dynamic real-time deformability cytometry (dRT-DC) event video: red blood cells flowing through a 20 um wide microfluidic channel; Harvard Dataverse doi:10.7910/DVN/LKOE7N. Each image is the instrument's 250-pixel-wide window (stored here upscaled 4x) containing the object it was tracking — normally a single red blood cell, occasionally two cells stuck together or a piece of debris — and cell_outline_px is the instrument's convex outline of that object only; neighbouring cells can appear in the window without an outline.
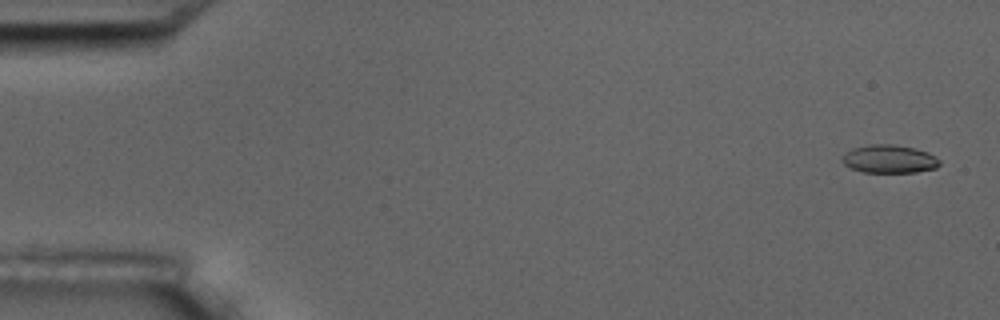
{"species": "common noctule bat (a hibernating species)", "species_latin": "Nyctalus noctula", "temperature_condition": "room temperature", "stored_images_in_passage": 10, "camera_frame_rate_fps": 3000, "um_per_image_px": 0.085, "animal": {"sex": "male", "body_mass_g": 17.5, "forearm_length_mm": 52.3}, "frame": {"image": 1, "passage_image": 1, "time_ms": 0.0, "image_size_px": [1000, 320], "cell_outline_px": [[940, 164], [936, 168], [916, 172], [864, 172], [852, 168], [844, 164], [840, 156], [852, 148], [868, 144], [892, 144], [912, 148], [928, 152], [940, 160]], "centroid_in_image_um": [75.57, 13.51], "position_along_channel_um": 9.4, "area_um2": 15.95}}
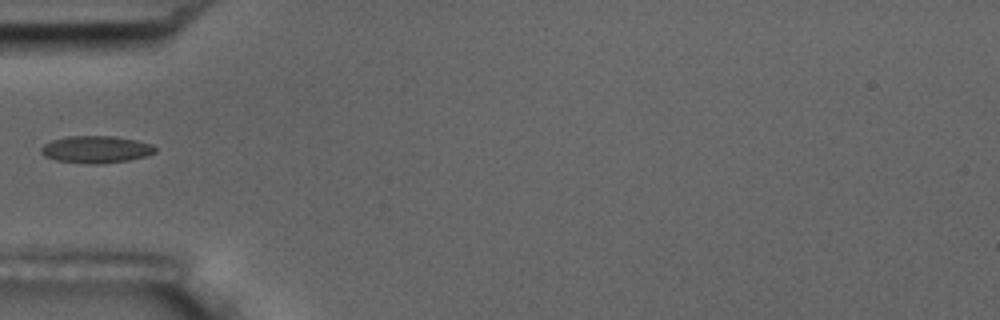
{"frame": {"image": 2, "passage_image": 5, "time_ms": 5.667, "image_size_px": [1000, 320], "cell_outline_px": [[156, 152], [144, 156], [128, 160], [96, 164], [88, 164], [56, 160], [44, 156], [40, 152], [40, 148], [44, 144], [52, 140], [68, 136], [112, 136], [136, 140], [152, 144], [156, 148]], "centroid_in_image_um": [8.13, 12.7], "position_along_channel_um": 76.9, "area_um2": 17.98}}
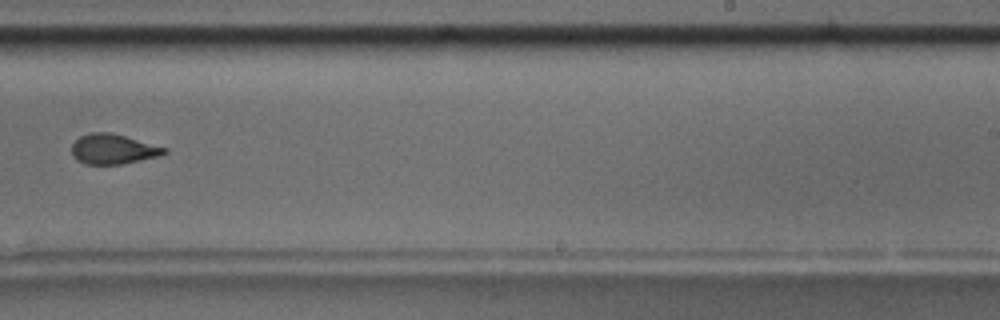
{"frame": {"image": 3, "passage_image": 10, "time_ms": 11.333, "image_size_px": [1000, 320], "cell_outline_px": [[168, 152], [160, 156], [120, 164], [84, 164], [76, 160], [72, 156], [72, 144], [80, 136], [88, 132], [108, 132], [124, 136], [168, 148]], "centroid_in_image_um": [9.6, 12.67], "position_along_channel_um": 279.4, "area_um2": 16.18}}